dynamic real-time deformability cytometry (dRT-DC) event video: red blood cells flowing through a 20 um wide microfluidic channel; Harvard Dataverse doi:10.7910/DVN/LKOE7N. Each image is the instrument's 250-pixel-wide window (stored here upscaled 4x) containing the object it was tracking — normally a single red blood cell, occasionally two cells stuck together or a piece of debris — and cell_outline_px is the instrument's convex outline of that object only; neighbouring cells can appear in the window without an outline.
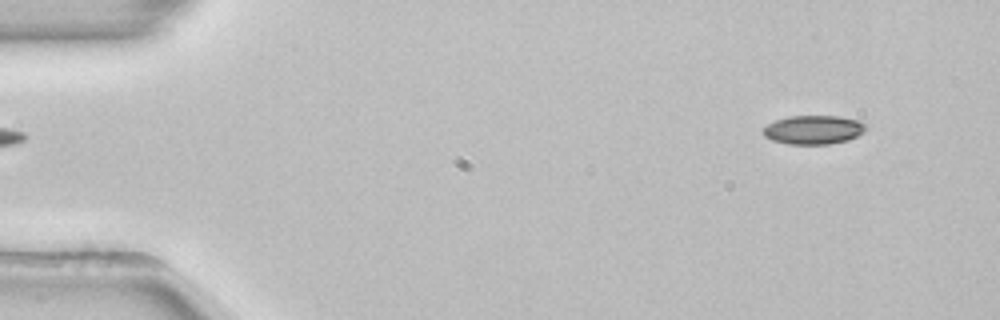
{"species": "common noctule bat (a hibernating species)", "species_latin": "Nyctalus noctula", "temperature_condition": "room temperature", "stored_images_in_passage": 50, "camera_frame_rate_fps": 3000, "um_per_image_px": 0.085, "animal": {"sex": "female", "body_mass_g": 22.7, "forearm_length_mm": 54.2}, "frame": {"image": 1, "passage_image": 1, "time_ms": 0.0, "image_size_px": [1000, 320], "cell_outline_px": [[868, 128], [864, 132], [848, 140], [828, 144], [788, 144], [772, 140], [764, 136], [764, 128], [768, 124], [776, 120], [788, 116], [836, 116], [856, 120], [868, 124]], "centroid_in_image_um": [69.17, 11.03], "position_along_channel_um": 15.8, "area_um2": 17.22}}
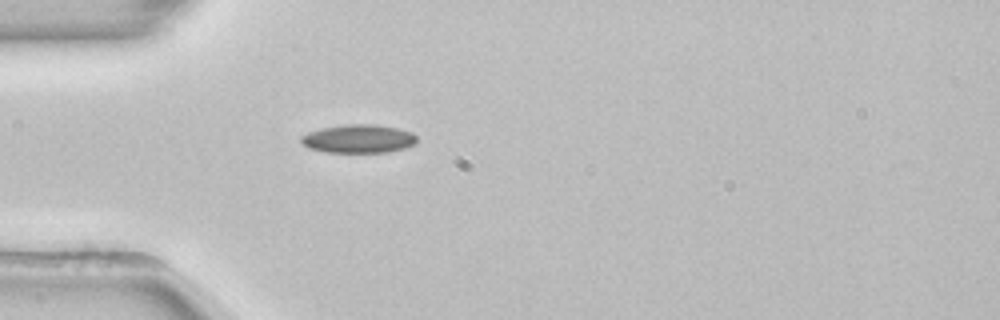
{"frame": {"image": 2, "passage_image": 12, "time_ms": 3.667, "image_size_px": [1000, 320], "cell_outline_px": [[416, 144], [404, 148], [388, 152], [328, 152], [308, 148], [300, 140], [300, 136], [308, 132], [324, 128], [344, 124], [376, 124], [396, 128], [412, 132], [416, 136]], "centroid_in_image_um": [30.48, 11.79], "position_along_channel_um": 54.5, "area_um2": 19.13}}
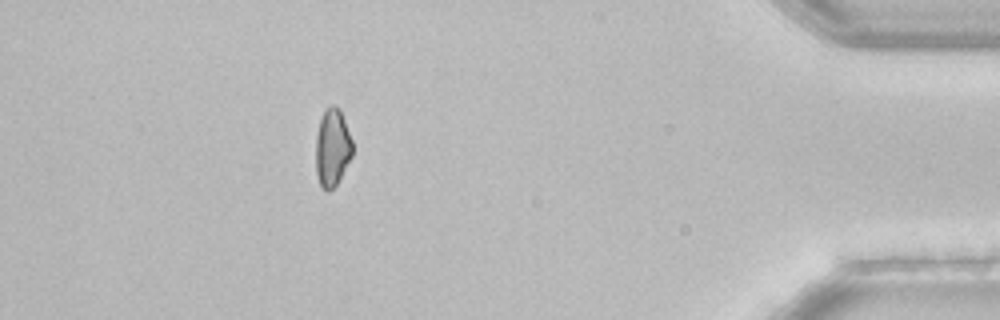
{"frame": {"image": 3, "passage_image": 44, "time_ms": 14.333, "image_size_px": [1000, 320], "cell_outline_px": [[352, 156], [336, 184], [328, 192], [324, 192], [320, 184], [316, 172], [316, 136], [320, 120], [324, 108], [332, 104], [336, 104], [340, 108], [352, 140]], "centroid_in_image_um": [28.24, 12.51], "position_along_channel_um": 407.0, "area_um2": 16.7}, "authors_computed_cell_mechanics": {"area_um2": 17.5423, "velocity_mm_per_s": 3.8711, "shape_relaxation_time_tau1_ms": 8.7468, "shape_relaxation_time_tau2_ms": null, "deformation_change_tau1": 0.1293, "deformation_change_tau2": null}}